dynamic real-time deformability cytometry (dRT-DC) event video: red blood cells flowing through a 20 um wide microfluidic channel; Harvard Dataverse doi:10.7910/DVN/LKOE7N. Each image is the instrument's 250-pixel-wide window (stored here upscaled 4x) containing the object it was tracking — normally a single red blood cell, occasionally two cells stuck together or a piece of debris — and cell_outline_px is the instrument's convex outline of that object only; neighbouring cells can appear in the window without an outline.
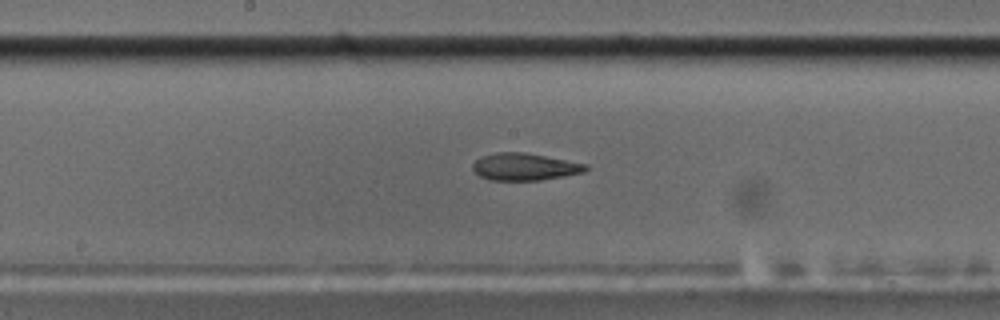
{"species": "common noctule bat (a hibernating species)", "species_latin": "Nyctalus noctula", "temperature_condition": "cold", "stored_images_in_passage": 42, "camera_frame_rate_fps": 3000, "um_per_image_px": 0.085, "animal": {"sex": "male", "body_mass_g": 17.5, "forearm_length_mm": 52.3}, "frame": {"image": 1, "passage_image": 16, "time_ms": 5.0, "image_size_px": [1000, 320], "cell_outline_px": [[588, 168], [584, 172], [564, 176], [540, 180], [488, 180], [480, 176], [472, 168], [472, 164], [480, 156], [496, 152], [524, 152], [588, 164]], "centroid_in_image_um": [44.58, 14.17], "position_along_channel_um": 203.6, "area_um2": 17.92}}
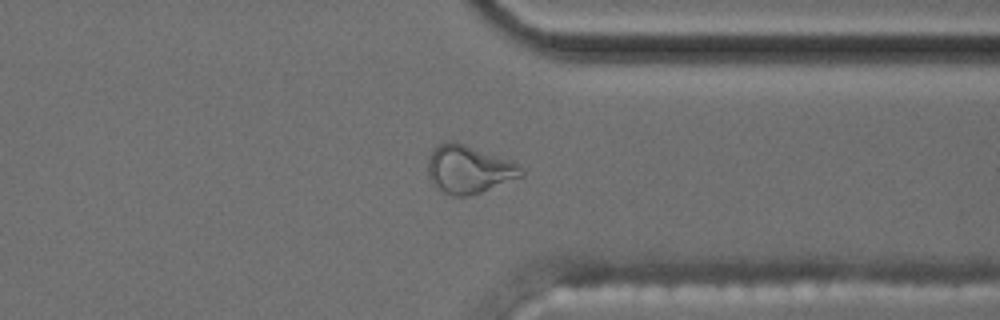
{"frame": {"image": 2, "passage_image": 30, "time_ms": 9.667, "image_size_px": [1000, 320], "cell_outline_px": [[524, 176], [480, 192], [468, 196], [452, 196], [436, 188], [428, 176], [428, 160], [432, 148], [444, 140], [452, 140], [508, 160], [516, 164], [524, 172]], "centroid_in_image_um": [39.79, 14.39], "position_along_channel_um": 371.6, "area_um2": 25.89}}
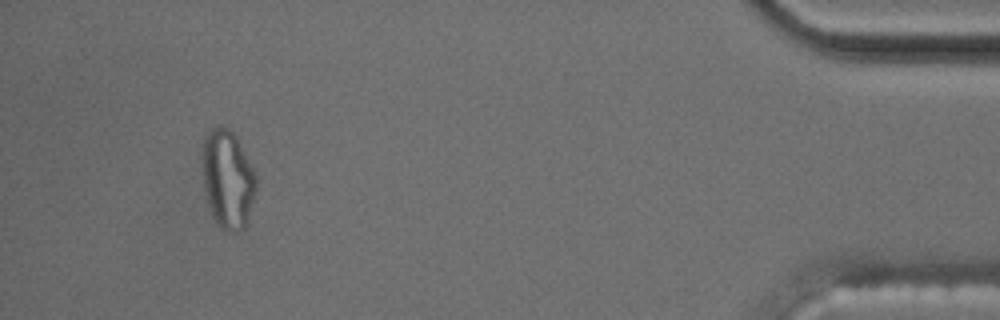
{"frame": {"image": 3, "passage_image": 39, "time_ms": 12.667, "image_size_px": [1000, 320], "cell_outline_px": [[256, 192], [248, 220], [244, 228], [236, 232], [224, 232], [216, 224], [212, 216], [208, 204], [204, 188], [200, 160], [204, 136], [212, 128], [220, 124], [228, 128], [236, 136], [256, 176]], "centroid_in_image_um": [19.32, 15.24], "position_along_channel_um": 415.9, "area_um2": 31.44}, "authors_computed_cell_mechanics": {"area_um2": 19.1318, "velocity_mm_per_s": 3.6291, "shape_relaxation_time_tau1_ms": null, "shape_relaxation_time_tau2_ms": 2.9702, "deformation_change_tau1": null, "deformation_change_tau2": 0.1154}}